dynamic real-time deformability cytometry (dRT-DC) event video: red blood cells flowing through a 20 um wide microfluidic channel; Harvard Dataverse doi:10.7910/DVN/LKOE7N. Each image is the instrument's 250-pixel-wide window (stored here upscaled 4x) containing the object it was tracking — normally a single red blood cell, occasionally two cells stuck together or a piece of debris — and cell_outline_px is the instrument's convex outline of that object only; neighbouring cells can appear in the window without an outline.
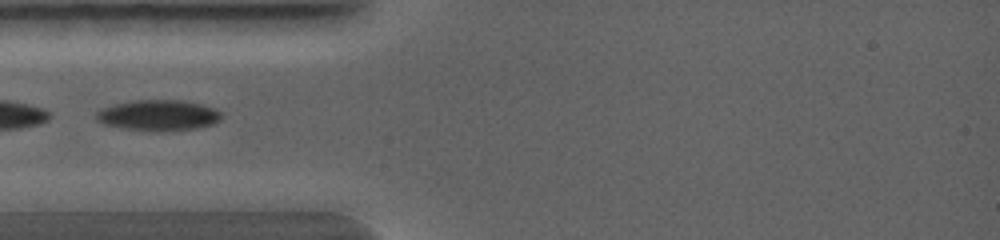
{"species": "common noctule bat (a hibernating species)", "species_latin": "Nyctalus noctula", "temperature_condition": "warm", "stored_images_in_passage": 8, "camera_frame_rate_fps": 5000, "um_per_image_px": 0.085, "animal": {"sex": "female", "body_mass_g": 19.0, "forearm_length_mm": 56.7}, "frame": {"image": 1, "passage_image": 1, "time_ms": 0.0, "image_size_px": [1000, 240], "cell_outline_px": [[224, 116], [216, 124], [196, 128], [160, 132], [156, 132], [120, 128], [104, 124], [96, 120], [96, 112], [100, 108], [116, 104], [136, 100], [184, 100], [216, 108]], "centroid_in_image_um": [13.49, 9.81], "position_along_channel_um": 71.5, "area_um2": 22.83}}
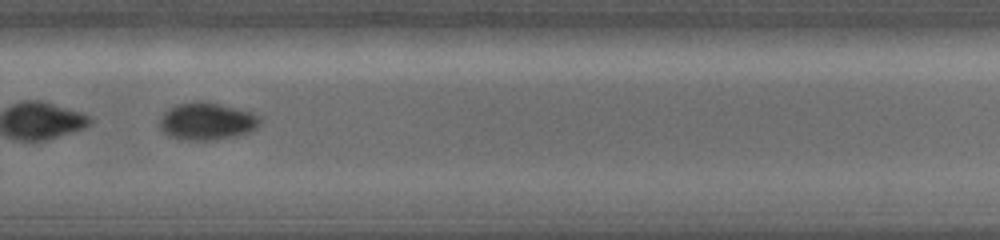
{"frame": {"image": 2, "passage_image": 7, "time_ms": 3.6, "image_size_px": [1000, 240], "cell_outline_px": [[264, 120], [252, 132], [236, 136], [212, 140], [180, 140], [168, 136], [160, 128], [160, 116], [168, 108], [176, 104], [200, 100], [204, 100], [252, 112], [260, 116]], "centroid_in_image_um": [17.6, 10.3], "position_along_channel_um": 312.2, "area_um2": 22.37}}